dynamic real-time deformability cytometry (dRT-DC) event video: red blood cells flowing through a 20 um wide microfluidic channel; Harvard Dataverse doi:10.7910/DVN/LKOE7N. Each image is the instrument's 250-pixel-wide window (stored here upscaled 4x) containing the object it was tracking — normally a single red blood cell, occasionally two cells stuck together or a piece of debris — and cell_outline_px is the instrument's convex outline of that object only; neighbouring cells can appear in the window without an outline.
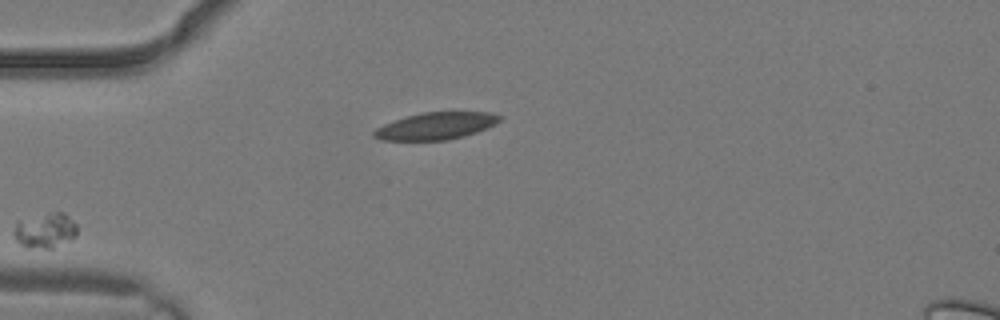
{"species": "common noctule bat (a hibernating species)", "species_latin": "Nyctalus noctula", "temperature_condition": "warm", "stored_images_in_passage": 2, "camera_frame_rate_fps": 3000, "um_per_image_px": 0.085, "animal": {"sex": "male", "body_mass_g": 19.2, "forearm_length_mm": 51.8}, "frame": {"image": 1, "passage_image": 2, "time_ms": 0.333, "image_size_px": [1000, 320], "cell_outline_px": [[76, 236], [72, 240], [52, 248], [24, 248], [16, 240], [16, 220], [56, 212], [64, 212], [76, 224]], "centroid_in_image_um": [3.86, 19.61], "position_along_channel_um": 81.1, "area_um2": 12.83}}